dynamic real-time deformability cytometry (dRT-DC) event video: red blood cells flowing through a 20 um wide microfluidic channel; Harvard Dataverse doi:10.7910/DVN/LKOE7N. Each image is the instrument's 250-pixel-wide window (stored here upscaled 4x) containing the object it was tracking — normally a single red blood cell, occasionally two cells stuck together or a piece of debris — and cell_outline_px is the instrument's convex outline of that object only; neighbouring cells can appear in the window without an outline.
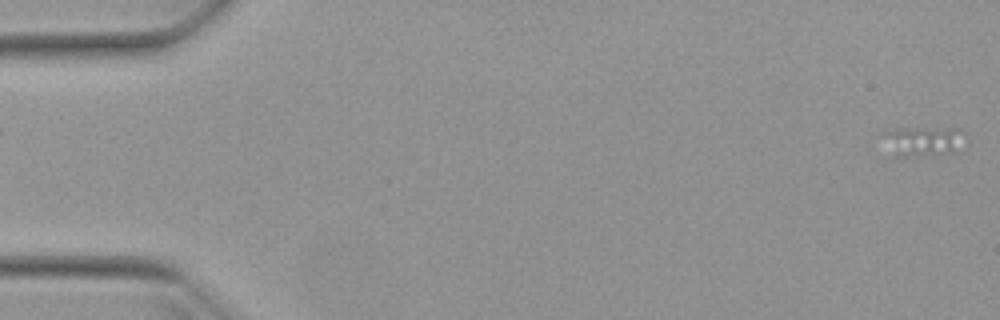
{"species": "Egyptian fruit bat (a non-hibernating species)", "species_latin": "Rousettus aegyptiacus", "temperature_condition": "warm", "stored_images_in_passage": 9, "camera_frame_rate_fps": 3000, "um_per_image_px": 0.085, "animal": {"sex": "female"}, "frame": {"image": 1, "passage_image": 1, "time_ms": 0.0, "image_size_px": [1000, 320], "cell_outline_px": [[968, 144], [960, 152], [900, 160], [892, 156], [884, 132], [888, 128], [960, 128], [968, 132]], "centroid_in_image_um": [78.64, 12.05], "position_along_channel_um": 6.4, "area_um2": 15.78}}